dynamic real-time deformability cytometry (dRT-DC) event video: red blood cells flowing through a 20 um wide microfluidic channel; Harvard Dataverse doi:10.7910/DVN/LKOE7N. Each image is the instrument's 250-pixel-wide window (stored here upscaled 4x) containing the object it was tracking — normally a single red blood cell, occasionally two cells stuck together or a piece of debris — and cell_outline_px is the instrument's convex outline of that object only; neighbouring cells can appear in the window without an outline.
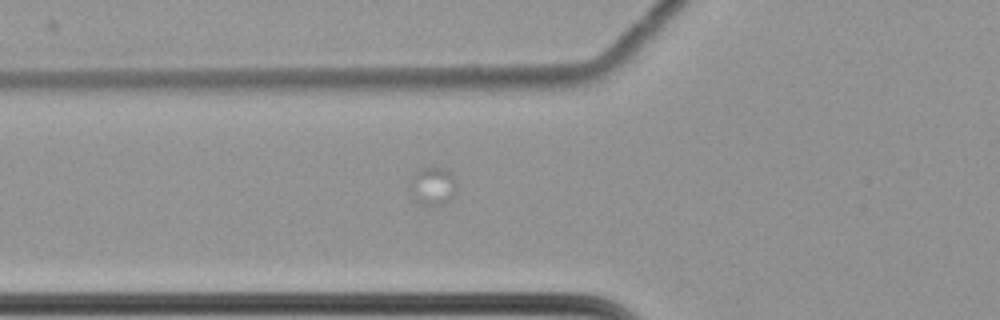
{"species": "common noctule bat (a hibernating species)", "species_latin": "Nyctalus noctula", "temperature_condition": "cold", "stored_images_in_passage": 11, "camera_frame_rate_fps": 3000, "um_per_image_px": 0.085, "animal": {"sex": "female", "body_mass_g": 22.7, "forearm_length_mm": 54.2}, "frame": {"image": 1, "passage_image": 2, "time_ms": 0.333, "image_size_px": [1000, 320], "cell_outline_px": [[456, 192], [448, 204], [436, 208], [416, 204], [412, 188], [412, 176], [420, 168], [448, 168], [456, 180]], "centroid_in_image_um": [36.85, 15.89], "position_along_channel_um": 88.9, "area_um2": 10.75}}